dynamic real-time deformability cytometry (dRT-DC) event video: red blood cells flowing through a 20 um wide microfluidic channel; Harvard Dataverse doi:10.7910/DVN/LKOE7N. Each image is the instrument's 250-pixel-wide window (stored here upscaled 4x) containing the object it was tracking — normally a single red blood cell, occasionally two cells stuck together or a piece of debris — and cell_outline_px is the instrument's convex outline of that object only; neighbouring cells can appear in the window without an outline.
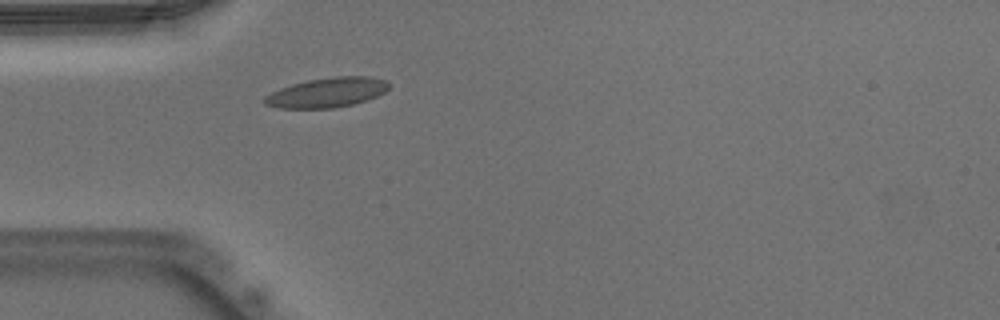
{"species": "Egyptian fruit bat (a non-hibernating species)", "species_latin": "Rousettus aegyptiacus", "temperature_condition": "warm", "stored_images_in_passage": 44, "camera_frame_rate_fps": 3000, "um_per_image_px": 0.085, "animal": {"sex": "male"}, "frame": {"image": 1, "passage_image": 8, "time_ms": 2.333, "image_size_px": [1000, 320], "cell_outline_px": [[388, 88], [384, 92], [368, 100], [336, 108], [280, 108], [264, 104], [264, 96], [280, 88], [292, 84], [308, 80], [336, 76], [368, 76], [388, 80]], "centroid_in_image_um": [27.81, 7.86], "position_along_channel_um": 57.2, "area_um2": 21.5}}
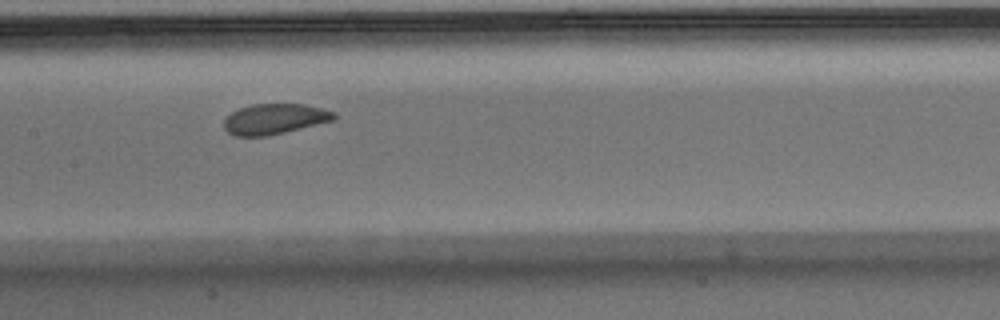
{"frame": {"image": 2, "passage_image": 18, "time_ms": 5.667, "image_size_px": [1000, 320], "cell_outline_px": [[336, 120], [268, 136], [232, 136], [224, 128], [224, 120], [232, 112], [240, 108], [252, 104], [304, 104], [336, 112]], "centroid_in_image_um": [23.36, 10.12], "position_along_channel_um": 184.0, "area_um2": 19.59}}
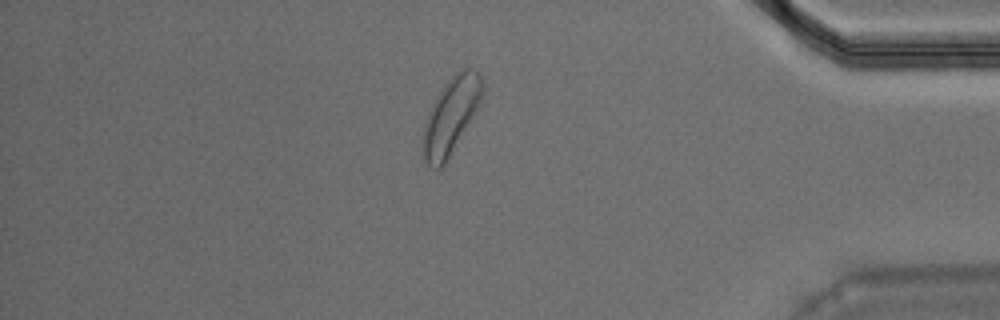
{"frame": {"image": 3, "passage_image": 37, "time_ms": 12.0, "image_size_px": [1000, 320], "cell_outline_px": [[484, 88], [480, 100], [472, 116], [444, 164], [440, 168], [436, 168], [428, 164], [420, 148], [424, 128], [428, 112], [432, 104], [444, 84], [456, 72], [464, 68], [468, 68], [476, 72], [484, 80]], "centroid_in_image_um": [38.3, 9.81], "position_along_channel_um": 396.9, "area_um2": 25.61}, "authors_computed_cell_mechanics": {"area_um2": 20.5768, "velocity_mm_per_s": 3.8825, "shape_relaxation_time_tau1_ms": 2.5631, "shape_relaxation_time_tau2_ms": 1.4555, "deformation_change_tau1": 0.0831, "deformation_change_tau2": 0.0576}}